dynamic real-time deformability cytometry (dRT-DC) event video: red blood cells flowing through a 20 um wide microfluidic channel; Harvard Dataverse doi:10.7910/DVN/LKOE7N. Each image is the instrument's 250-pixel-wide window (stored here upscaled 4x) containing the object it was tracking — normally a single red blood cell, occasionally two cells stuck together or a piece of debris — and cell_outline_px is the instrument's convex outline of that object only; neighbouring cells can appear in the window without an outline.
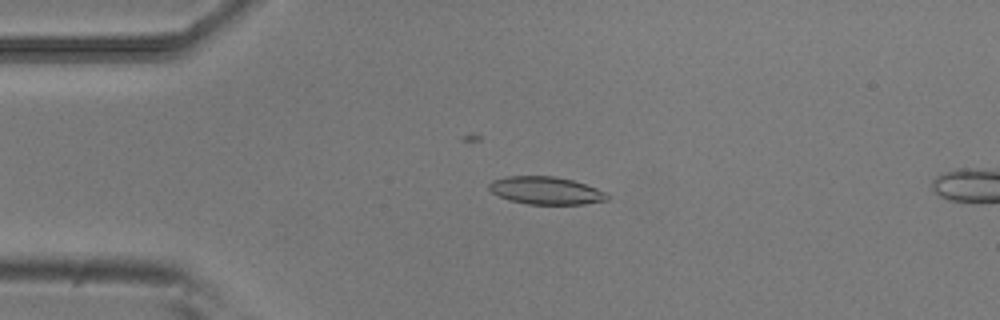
{"species": "common noctule bat (a hibernating species)", "species_latin": "Nyctalus noctula", "temperature_condition": "room temperature", "stored_images_in_passage": 53, "segment_of_instrument_passage": [1, 2], "camera_frame_rate_fps": 3000, "um_per_image_px": 0.085, "animal": {"sex": "male", "body_mass_g": 20.5, "forearm_length_mm": 52.5}, "frame": {"image": 1, "passage_image": 12, "time_ms": 3.667, "image_size_px": [1000, 320], "cell_outline_px": [[608, 200], [584, 204], [528, 204], [508, 200], [492, 192], [488, 188], [488, 184], [492, 180], [508, 176], [556, 176], [572, 180], [596, 188], [604, 192], [608, 196]], "centroid_in_image_um": [46.37, 16.19], "position_along_channel_um": 38.6, "area_um2": 18.96}}
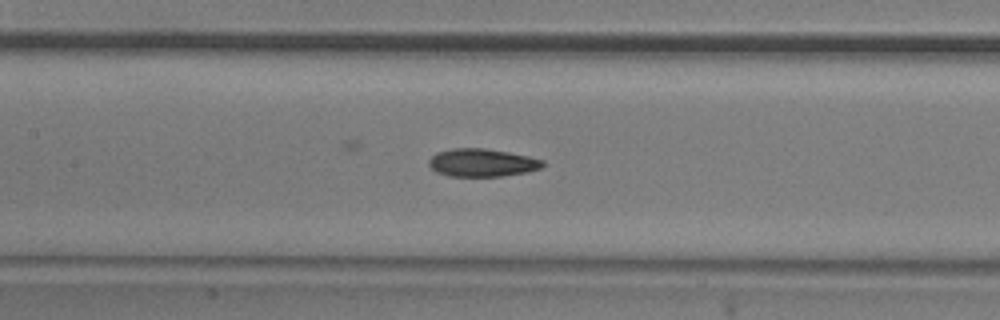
{"frame": {"image": 2, "passage_image": 24, "time_ms": 7.667, "image_size_px": [1000, 320], "cell_outline_px": [[544, 164], [540, 168], [528, 172], [504, 176], [448, 176], [436, 172], [428, 164], [428, 160], [436, 152], [452, 148], [484, 148], [508, 152], [528, 156], [544, 160]], "centroid_in_image_um": [40.96, 13.83], "position_along_channel_um": 166.4, "area_um2": 18.61}}
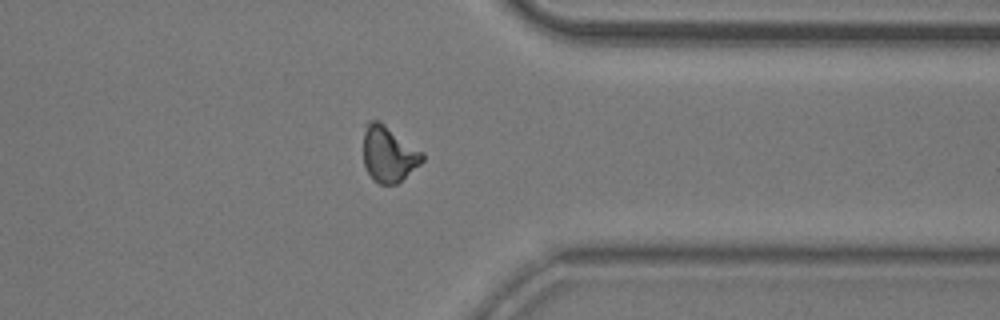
{"frame": {"image": 3, "passage_image": 41, "time_ms": 13.333, "image_size_px": [1000, 320], "cell_outline_px": [[424, 160], [420, 164], [396, 184], [380, 184], [372, 180], [364, 164], [364, 132], [368, 120], [380, 120], [424, 152]], "centroid_in_image_um": [33.04, 13.07], "position_along_channel_um": 378.4, "area_um2": 19.31}}